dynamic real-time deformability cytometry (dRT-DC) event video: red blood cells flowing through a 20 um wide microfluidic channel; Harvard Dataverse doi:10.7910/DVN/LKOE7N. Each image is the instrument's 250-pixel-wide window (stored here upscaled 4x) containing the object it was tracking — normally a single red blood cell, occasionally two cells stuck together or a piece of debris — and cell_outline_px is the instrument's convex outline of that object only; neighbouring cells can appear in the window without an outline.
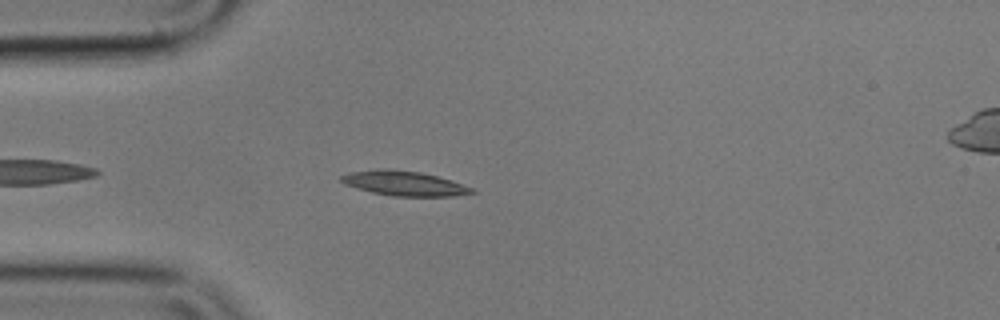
{"species": "common noctule bat (a hibernating species)", "species_latin": "Nyctalus noctula", "temperature_condition": "cold", "stored_images_in_passage": 45, "camera_frame_rate_fps": 3000, "um_per_image_px": 0.085, "animal": {"sex": "male", "body_mass_g": 17.9}, "frame": {"image": 1, "passage_image": 5, "time_ms": 1.333, "image_size_px": [1000, 320], "cell_outline_px": [[476, 192], [452, 196], [392, 196], [372, 192], [356, 188], [344, 184], [340, 180], [340, 176], [348, 172], [384, 168], [388, 168], [420, 172], [436, 176], [476, 188]], "centroid_in_image_um": [34.33, 15.58], "position_along_channel_um": 50.7, "area_um2": 18.84}}
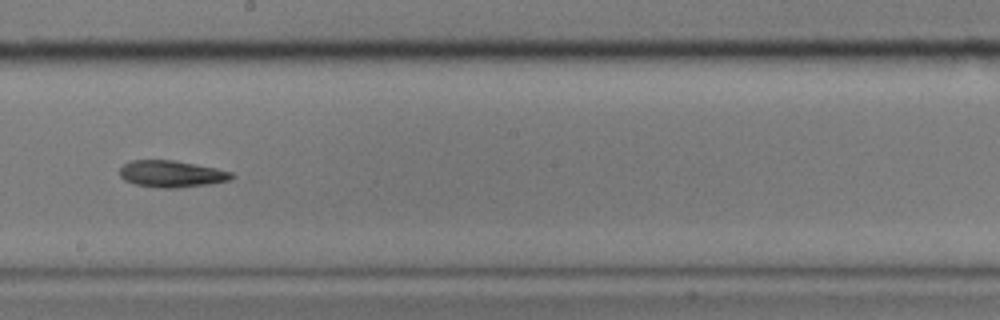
{"frame": {"image": 2, "passage_image": 21, "time_ms": 6.667, "image_size_px": [1000, 320], "cell_outline_px": [[236, 176], [228, 180], [208, 184], [176, 188], [160, 188], [136, 184], [124, 180], [120, 176], [120, 168], [124, 164], [132, 160], [172, 160], [196, 164], [216, 168], [232, 172]], "centroid_in_image_um": [14.58, 14.78], "position_along_channel_um": 233.6, "area_um2": 17.34}}
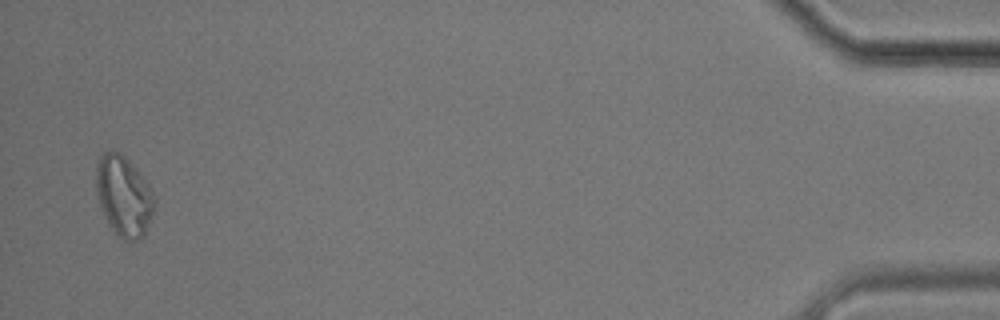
{"frame": {"image": 3, "passage_image": 44, "time_ms": 14.333, "image_size_px": [1000, 320], "cell_outline_px": [[156, 208], [144, 236], [136, 240], [120, 240], [108, 224], [100, 208], [96, 192], [96, 168], [100, 156], [108, 148], [120, 152], [136, 168], [148, 184], [156, 200]], "centroid_in_image_um": [10.52, 16.67], "position_along_channel_um": 424.7, "area_um2": 27.8}, "authors_computed_cell_mechanics": {"area_um2": 17.8602, "velocity_mm_per_s": 3.602, "shape_relaxation_time_tau1_ms": 10.4949, "shape_relaxation_time_tau2_ms": null, "deformation_change_tau1": 0.196, "deformation_change_tau2": null}}